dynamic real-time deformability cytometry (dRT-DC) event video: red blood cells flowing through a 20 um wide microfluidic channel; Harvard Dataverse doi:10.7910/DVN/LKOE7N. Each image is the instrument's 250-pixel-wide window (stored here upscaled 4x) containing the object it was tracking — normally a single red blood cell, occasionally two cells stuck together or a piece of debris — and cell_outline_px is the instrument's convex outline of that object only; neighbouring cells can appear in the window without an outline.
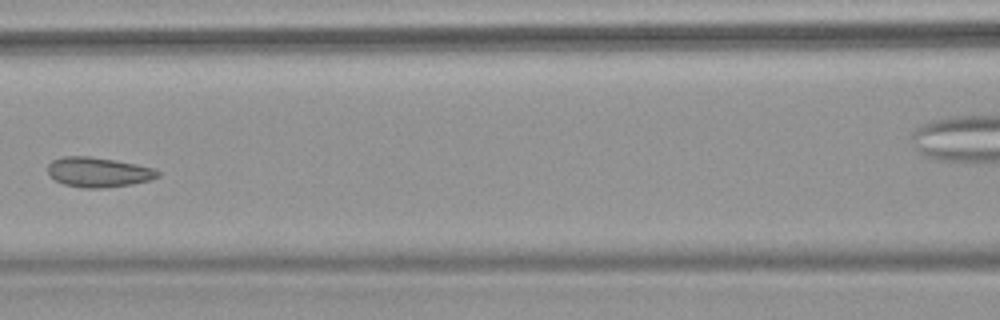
{"species": "common noctule bat (a hibernating species)", "species_latin": "Nyctalus noctula", "temperature_condition": "warm", "stored_images_in_passage": 7, "camera_frame_rate_fps": 3000, "um_per_image_px": 0.085, "animal": {"sex": "female", "body_mass_g": 18.4}, "frame": {"image": 1, "passage_image": 6, "time_ms": 6.0, "image_size_px": [1000, 320], "cell_outline_px": [[160, 176], [152, 180], [132, 184], [100, 188], [84, 188], [64, 184], [48, 176], [48, 164], [52, 160], [64, 156], [88, 156], [136, 164], [152, 168], [160, 172]], "centroid_in_image_um": [8.35, 14.64], "position_along_channel_um": 158.3, "area_um2": 19.07}}